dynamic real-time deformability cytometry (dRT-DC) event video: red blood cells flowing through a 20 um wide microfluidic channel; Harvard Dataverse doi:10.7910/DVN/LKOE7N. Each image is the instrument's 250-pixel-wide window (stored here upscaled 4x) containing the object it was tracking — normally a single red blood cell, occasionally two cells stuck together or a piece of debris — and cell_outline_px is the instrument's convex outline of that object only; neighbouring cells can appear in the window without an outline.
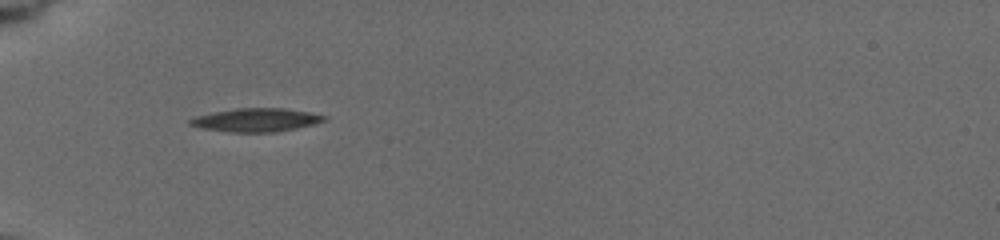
{"species": "common noctule bat (a hibernating species)", "species_latin": "Nyctalus noctula", "temperature_condition": "cold", "stored_images_in_passage": 7, "camera_frame_rate_fps": 3000, "um_per_image_px": 0.085, "animal": {"sex": "female", "body_mass_g": 19.5, "forearm_length_mm": 54.1}, "frame": {"image": 1, "passage_image": 2, "time_ms": 1.0, "image_size_px": [1000, 240], "cell_outline_px": [[328, 120], [296, 128], [272, 132], [232, 132], [200, 128], [188, 124], [188, 120], [192, 116], [212, 112], [236, 108], [284, 108], [308, 112], [328, 116]], "centroid_in_image_um": [21.72, 10.19], "position_along_channel_um": 63.3, "area_um2": 18.38}}
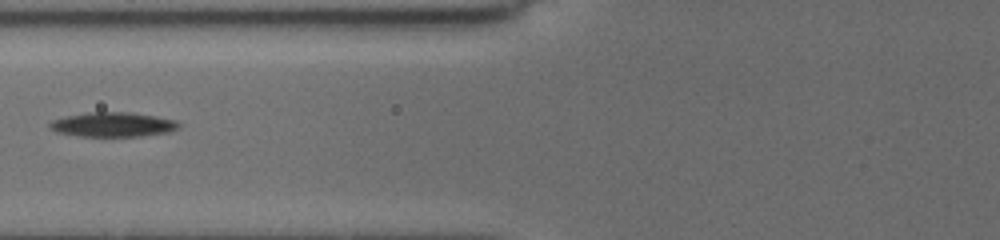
{"frame": {"image": 2, "passage_image": 4, "time_ms": 2.667, "image_size_px": [1000, 240], "cell_outline_px": [[180, 128], [168, 132], [140, 136], [80, 136], [56, 132], [48, 124], [52, 120], [68, 116], [88, 112], [132, 112], [176, 120], [180, 124]], "centroid_in_image_um": [9.62, 10.58], "position_along_channel_um": 116.2, "area_um2": 18.32}}
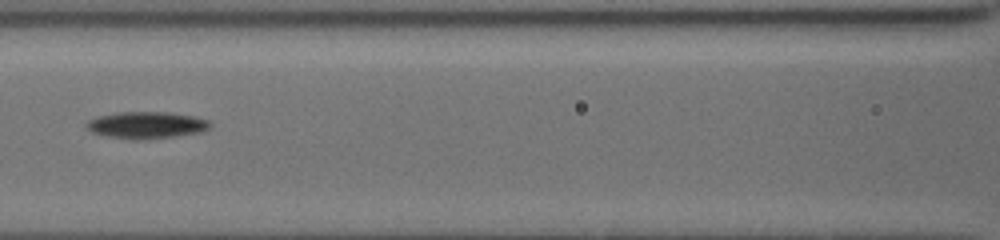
{"frame": {"image": 3, "passage_image": 6, "time_ms": 3.667, "image_size_px": [1000, 240], "cell_outline_px": [[212, 124], [208, 128], [200, 132], [172, 136], [112, 136], [92, 132], [84, 124], [88, 120], [100, 116], [120, 112], [168, 112], [192, 116], [208, 120]], "centroid_in_image_um": [12.48, 10.57], "position_along_channel_um": 154.1, "area_um2": 17.98}}